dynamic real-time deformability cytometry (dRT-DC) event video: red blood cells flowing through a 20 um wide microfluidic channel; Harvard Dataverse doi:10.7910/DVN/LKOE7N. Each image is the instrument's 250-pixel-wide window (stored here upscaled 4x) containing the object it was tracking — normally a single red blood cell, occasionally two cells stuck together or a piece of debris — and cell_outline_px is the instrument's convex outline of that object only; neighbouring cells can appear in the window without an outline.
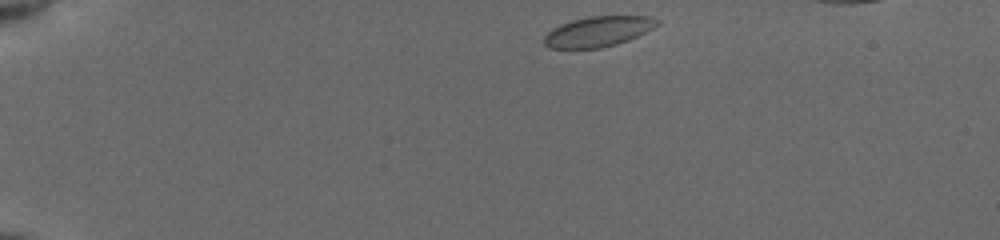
{"species": "common noctule bat (a hibernating species)", "species_latin": "Nyctalus noctula", "temperature_condition": "cold", "stored_images_in_passage": 43, "camera_frame_rate_fps": 3000, "um_per_image_px": 0.085, "animal": {"sex": "female", "body_mass_g": 19.5, "forearm_length_mm": 54.1}, "frame": {"image": 1, "passage_image": 1, "time_ms": 0.0, "image_size_px": [1000, 240], "cell_outline_px": [[660, 24], [628, 40], [616, 44], [600, 48], [548, 48], [544, 44], [544, 36], [552, 28], [560, 24], [572, 20], [588, 16], [648, 16], [660, 20]], "centroid_in_image_um": [50.82, 2.67], "position_along_channel_um": 34.2, "area_um2": 19.88}}
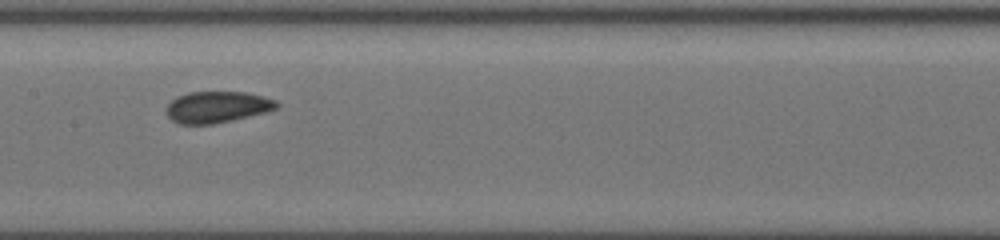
{"frame": {"image": 2, "passage_image": 19, "time_ms": 6.0, "image_size_px": [1000, 240], "cell_outline_px": [[280, 104], [276, 108], [264, 112], [232, 120], [212, 124], [180, 124], [172, 120], [164, 112], [164, 108], [176, 96], [188, 92], [244, 92], [276, 100]], "centroid_in_image_um": [18.39, 9.09], "position_along_channel_um": 189.0, "area_um2": 20.11}}
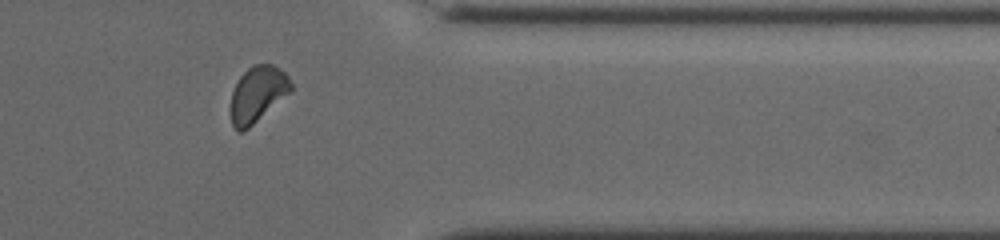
{"frame": {"image": 3, "passage_image": 35, "time_ms": 11.333, "image_size_px": [1000, 240], "cell_outline_px": [[292, 92], [248, 128], [240, 132], [236, 132], [232, 124], [228, 108], [232, 92], [240, 76], [252, 64], [272, 64], [280, 68], [288, 76], [292, 84]], "centroid_in_image_um": [21.88, 8.01], "position_along_channel_um": 389.5, "area_um2": 20.0}}